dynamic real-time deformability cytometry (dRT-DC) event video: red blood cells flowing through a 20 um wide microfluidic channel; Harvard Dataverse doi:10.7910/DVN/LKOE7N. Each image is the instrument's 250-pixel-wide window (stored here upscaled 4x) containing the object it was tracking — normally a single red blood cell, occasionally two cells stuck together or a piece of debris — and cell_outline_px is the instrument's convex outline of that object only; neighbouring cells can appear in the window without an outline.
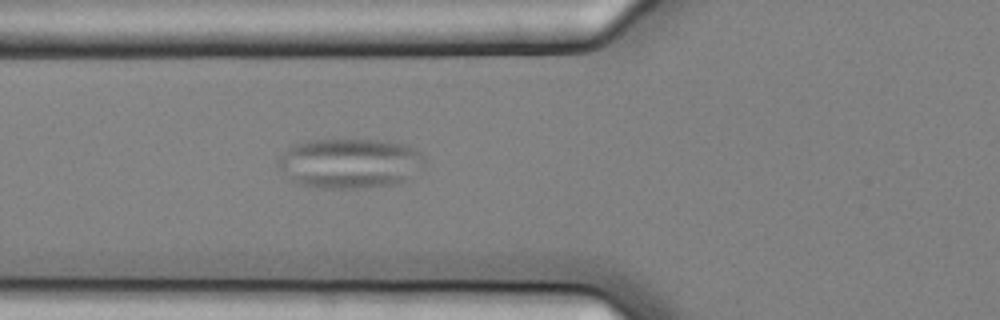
{"species": "common noctule bat (a hibernating species)", "species_latin": "Nyctalus noctula", "temperature_condition": "cold", "stored_images_in_passage": 2, "camera_frame_rate_fps": 3000, "um_per_image_px": 0.085, "animal": {"sex": "female", "body_mass_g": 25.1}, "frame": {"image": 1, "passage_image": 2, "time_ms": 0.333, "image_size_px": [1000, 320], "cell_outline_px": [[424, 164], [404, 180], [392, 184], [356, 188], [320, 188], [300, 184], [288, 180], [276, 164], [276, 160], [292, 144], [308, 140], [332, 136], [380, 140], [408, 144], [420, 152], [424, 156]], "centroid_in_image_um": [29.65, 13.81], "position_along_channel_um": 96.2, "area_um2": 43.7}}